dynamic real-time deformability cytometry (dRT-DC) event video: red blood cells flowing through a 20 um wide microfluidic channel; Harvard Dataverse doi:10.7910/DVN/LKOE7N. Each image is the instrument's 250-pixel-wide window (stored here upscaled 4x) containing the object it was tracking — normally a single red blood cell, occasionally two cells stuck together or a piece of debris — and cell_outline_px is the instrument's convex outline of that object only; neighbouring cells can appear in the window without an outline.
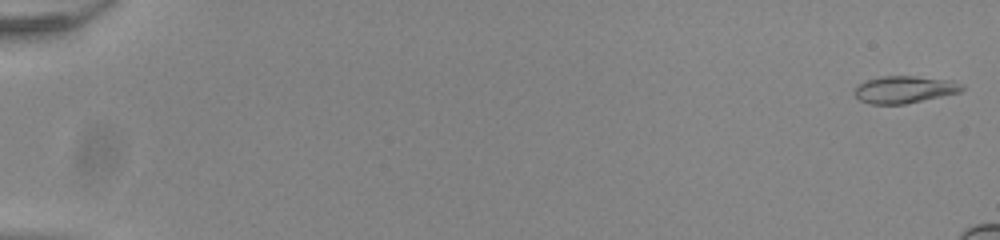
{"species": "common noctule bat (a hibernating species)", "species_latin": "Nyctalus noctula", "temperature_condition": "room temperature", "stored_images_in_passage": 39, "camera_frame_rate_fps": 3000, "um_per_image_px": 0.085, "animal": {"sex": "male", "body_mass_g": 20.0, "forearm_length_mm": 53.3}, "frame": {"image": 1, "passage_image": 1, "time_ms": 0.0, "image_size_px": [1000, 240], "cell_outline_px": [[964, 88], [960, 92], [904, 104], [868, 104], [860, 100], [856, 96], [856, 88], [860, 84], [868, 80], [880, 76], [916, 76], [952, 80], [964, 84]], "centroid_in_image_um": [76.92, 7.6], "position_along_channel_um": 8.1, "area_um2": 16.88}}
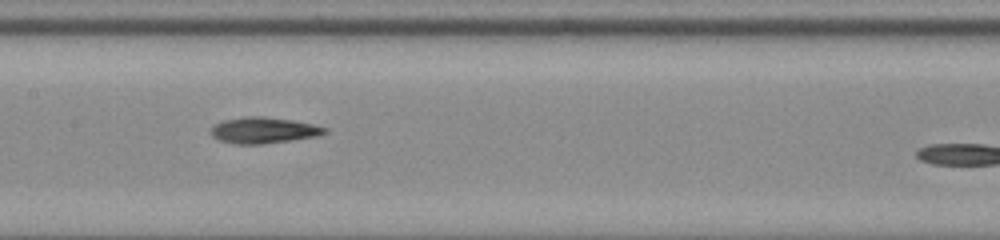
{"frame": {"image": 2, "passage_image": 29, "time_ms": 9.333, "image_size_px": [1000, 240], "cell_outline_px": [[328, 132], [316, 136], [260, 144], [236, 144], [220, 140], [212, 136], [212, 128], [216, 124], [224, 120], [244, 116], [264, 116], [292, 120], [312, 124], [328, 128]], "centroid_in_image_um": [22.41, 11.06], "position_along_channel_um": 185.0, "area_um2": 17.05}}
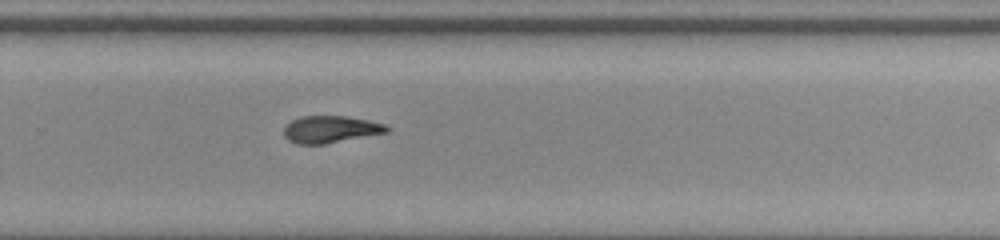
{"frame": {"image": 3, "passage_image": 38, "time_ms": 12.333, "image_size_px": [1000, 240], "cell_outline_px": [[392, 128], [388, 132], [324, 144], [296, 144], [288, 140], [284, 136], [284, 128], [292, 120], [300, 116], [348, 116], [368, 120], [384, 124]], "centroid_in_image_um": [28.1, 10.99], "position_along_channel_um": 301.7, "area_um2": 16.24}}